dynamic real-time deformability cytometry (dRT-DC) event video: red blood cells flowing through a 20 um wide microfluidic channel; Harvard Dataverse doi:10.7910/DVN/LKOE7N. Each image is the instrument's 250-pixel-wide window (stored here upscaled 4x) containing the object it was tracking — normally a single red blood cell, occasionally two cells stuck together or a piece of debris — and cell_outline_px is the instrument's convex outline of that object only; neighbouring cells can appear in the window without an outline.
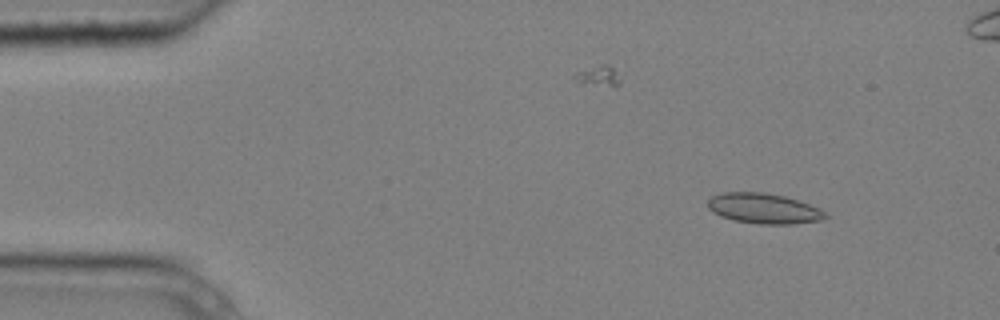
{"species": "common noctule bat (a hibernating species)", "species_latin": "Nyctalus noctula", "temperature_condition": "cold", "stored_images_in_passage": 5, "camera_frame_rate_fps": 3000, "um_per_image_px": 0.085, "animal": {"sex": "male", "body_mass_g": 20.4}, "frame": {"image": 1, "passage_image": 2, "time_ms": 0.333, "image_size_px": [1000, 320], "cell_outline_px": [[828, 216], [824, 220], [792, 224], [760, 224], [732, 220], [720, 216], [712, 212], [708, 208], [708, 200], [712, 196], [724, 192], [764, 192], [784, 196], [820, 208]], "centroid_in_image_um": [64.91, 17.73], "position_along_channel_um": 20.1, "area_um2": 20.81}}